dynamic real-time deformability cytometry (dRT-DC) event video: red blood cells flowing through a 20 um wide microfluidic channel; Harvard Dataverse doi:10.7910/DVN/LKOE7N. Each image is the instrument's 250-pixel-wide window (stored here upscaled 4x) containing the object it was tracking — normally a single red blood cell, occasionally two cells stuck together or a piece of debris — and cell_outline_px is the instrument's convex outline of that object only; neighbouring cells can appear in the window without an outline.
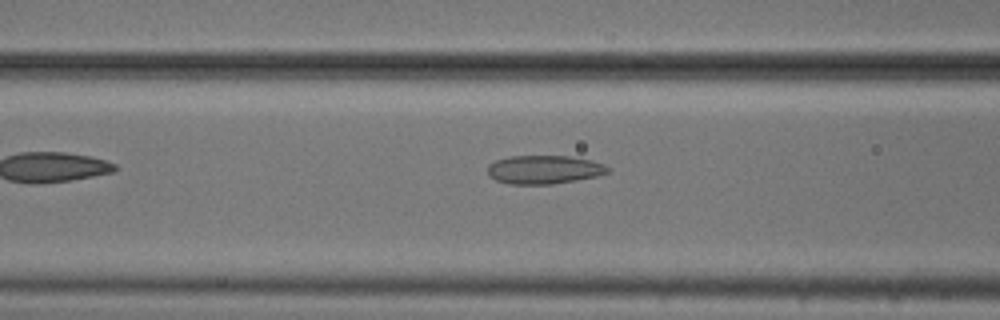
{"species": "common noctule bat (a hibernating species)", "species_latin": "Nyctalus noctula", "temperature_condition": "cold", "stored_images_in_passage": 37, "camera_frame_rate_fps": 3000, "um_per_image_px": 0.085, "animal": {"sex": "male", "body_mass_g": 20.5, "forearm_length_mm": 52.5}, "frame": {"image": 1, "passage_image": 5, "time_ms": 1.333, "image_size_px": [1000, 320], "cell_outline_px": [[612, 172], [596, 176], [576, 180], [552, 184], [508, 184], [496, 180], [488, 176], [488, 164], [496, 160], [508, 156], [568, 156], [592, 160], [604, 164], [612, 168]], "centroid_in_image_um": [46.27, 14.41], "position_along_channel_um": 120.3, "area_um2": 20.23}}
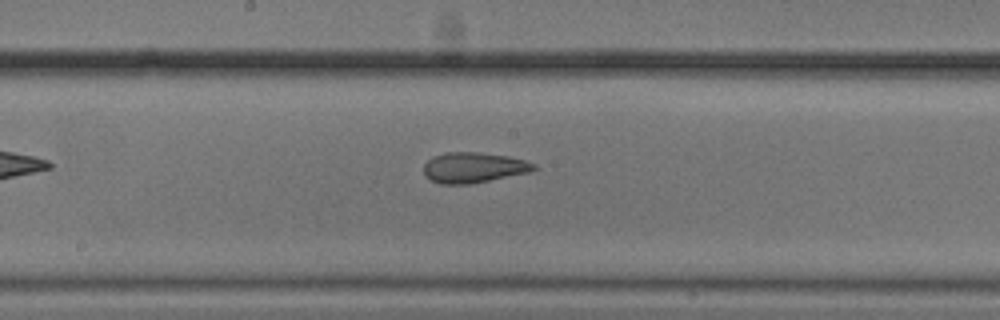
{"frame": {"image": 2, "passage_image": 12, "time_ms": 3.667, "image_size_px": [1000, 320], "cell_outline_px": [[536, 168], [528, 172], [472, 184], [440, 184], [424, 176], [424, 164], [432, 156], [448, 152], [480, 152], [508, 156], [524, 160], [536, 164]], "centroid_in_image_um": [40.22, 14.24], "position_along_channel_um": 208.0, "area_um2": 19.54}}
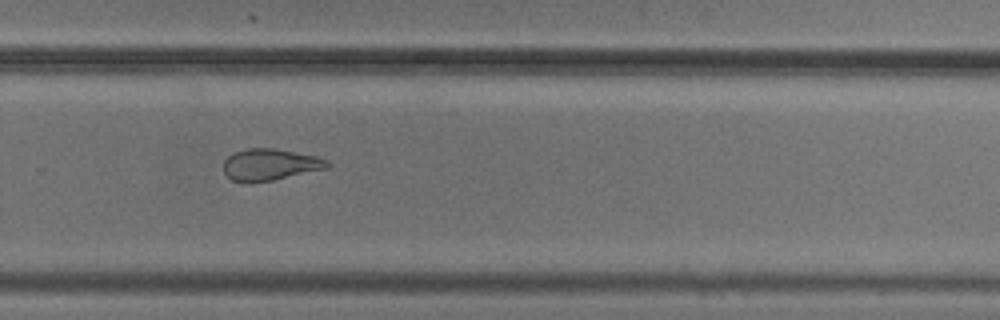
{"frame": {"image": 3, "passage_image": 20, "time_ms": 6.333, "image_size_px": [1000, 320], "cell_outline_px": [[332, 164], [328, 168], [272, 180], [252, 184], [244, 184], [232, 180], [224, 172], [224, 160], [232, 152], [248, 148], [276, 148], [316, 156], [328, 160]], "centroid_in_image_um": [22.93, 14.0], "position_along_channel_um": 306.9, "area_um2": 19.48}, "authors_computed_cell_mechanics": {"area_um2": 20.23, "velocity_mm_per_s": 3.7397, "shape_relaxation_time_tau1_ms": null, "shape_relaxation_time_tau2_ms": 2.297, "deformation_change_tau1": null, "deformation_change_tau2": 0.0885}}